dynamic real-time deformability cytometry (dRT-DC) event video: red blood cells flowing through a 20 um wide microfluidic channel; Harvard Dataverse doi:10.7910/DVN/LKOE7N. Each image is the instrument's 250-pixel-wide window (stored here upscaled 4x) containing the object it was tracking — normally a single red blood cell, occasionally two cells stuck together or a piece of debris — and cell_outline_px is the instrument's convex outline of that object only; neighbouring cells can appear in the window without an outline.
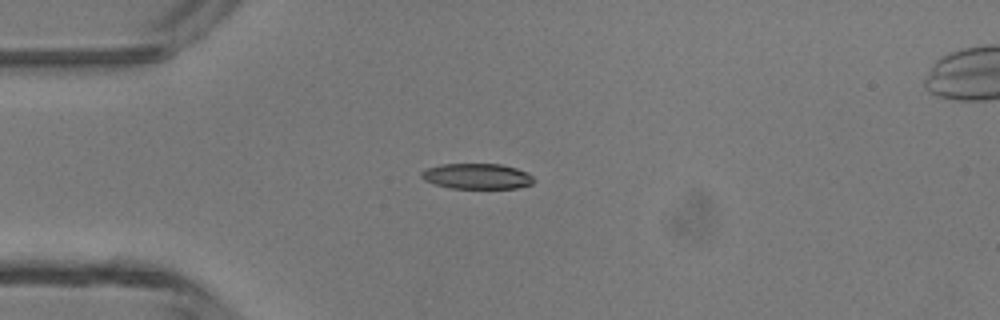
{"species": "common noctule bat (a hibernating species)", "species_latin": "Nyctalus noctula", "temperature_condition": "room temperature", "stored_images_in_passage": 36, "camera_frame_rate_fps": 3000, "um_per_image_px": 0.085, "animal": {"sex": "male", "body_mass_g": 13.3}, "frame": {"image": 1, "passage_image": 1, "time_ms": 0.0, "image_size_px": [1000, 320], "cell_outline_px": [[536, 180], [532, 184], [516, 188], [452, 188], [436, 184], [424, 180], [420, 176], [420, 172], [428, 168], [440, 164], [500, 164], [516, 168], [528, 172]], "centroid_in_image_um": [40.57, 14.97], "position_along_channel_um": 44.4, "area_um2": 16.7}}
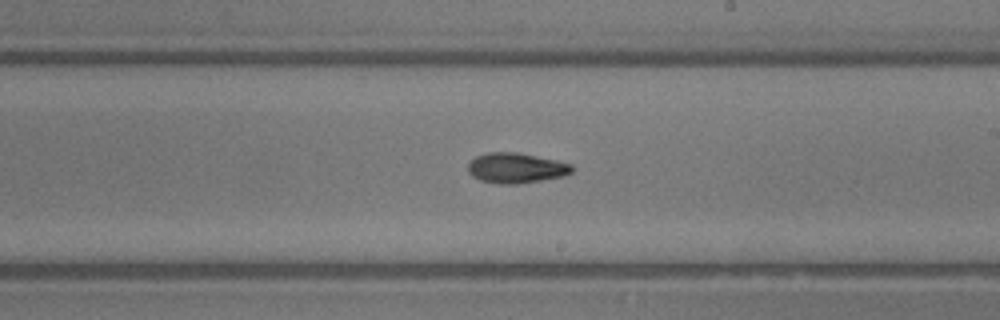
{"frame": {"image": 2, "passage_image": 16, "time_ms": 5.0, "image_size_px": [1000, 320], "cell_outline_px": [[572, 172], [564, 176], [516, 184], [496, 184], [480, 180], [472, 176], [468, 172], [468, 164], [476, 156], [488, 152], [516, 152], [556, 160], [572, 164]], "centroid_in_image_um": [43.84, 14.28], "position_along_channel_um": 245.2, "area_um2": 18.26}}
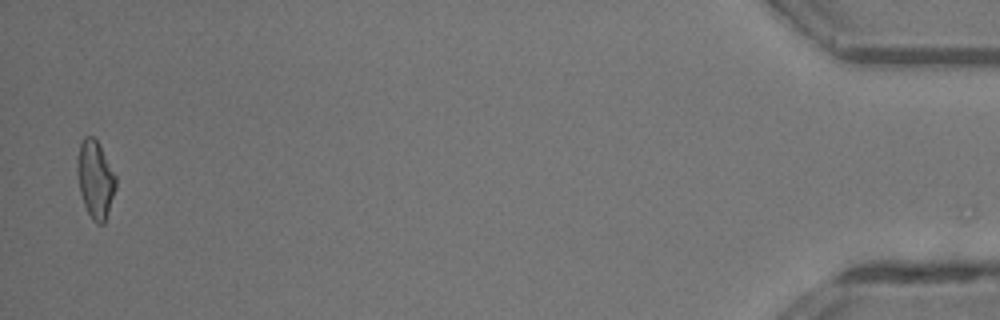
{"frame": {"image": 3, "passage_image": 35, "time_ms": 11.333, "image_size_px": [1000, 320], "cell_outline_px": [[116, 188], [104, 224], [96, 224], [92, 220], [84, 204], [80, 192], [76, 168], [76, 156], [80, 144], [84, 136], [92, 136], [96, 140], [116, 176]], "centroid_in_image_um": [8.08, 15.25], "position_along_channel_um": 427.1, "area_um2": 17.34}, "authors_computed_cell_mechanics": {"area_um2": 17.34, "velocity_mm_per_s": 4.3917, "shape_relaxation_time_tau1_ms": null, "shape_relaxation_time_tau2_ms": 8.1636, "deformation_change_tau1": null, "deformation_change_tau2": 0.1951}}